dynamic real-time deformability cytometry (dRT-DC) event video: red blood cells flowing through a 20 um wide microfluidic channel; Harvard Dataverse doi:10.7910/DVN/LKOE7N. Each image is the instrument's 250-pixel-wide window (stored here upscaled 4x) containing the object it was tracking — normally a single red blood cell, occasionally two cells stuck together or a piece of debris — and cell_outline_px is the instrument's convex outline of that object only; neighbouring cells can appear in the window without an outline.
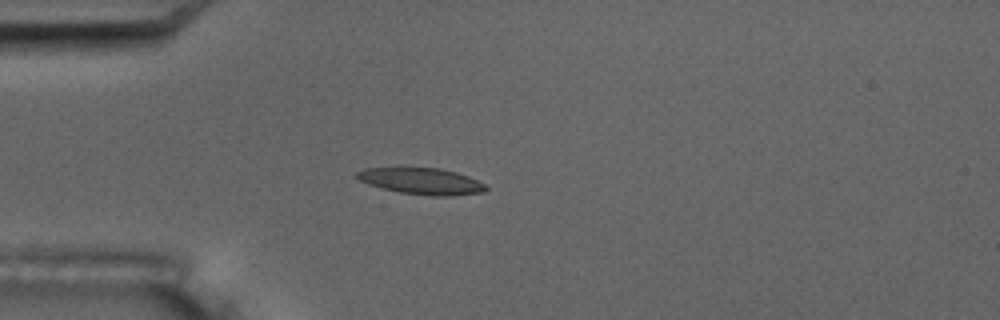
{"species": "common noctule bat (a hibernating species)", "species_latin": "Nyctalus noctula", "temperature_condition": "room temperature", "stored_images_in_passage": 4, "camera_frame_rate_fps": 3000, "um_per_image_px": 0.085, "animal": {"sex": "male", "body_mass_g": 17.5, "forearm_length_mm": 52.3}, "frame": {"image": 1, "passage_image": 2, "time_ms": 2.0, "image_size_px": [1000, 320], "cell_outline_px": [[488, 188], [484, 192], [452, 196], [432, 196], [400, 192], [368, 184], [360, 180], [356, 176], [356, 172], [364, 168], [396, 164], [440, 168], [456, 172], [468, 176], [484, 184]], "centroid_in_image_um": [35.75, 15.33], "position_along_channel_um": 49.2, "area_um2": 20.75}}